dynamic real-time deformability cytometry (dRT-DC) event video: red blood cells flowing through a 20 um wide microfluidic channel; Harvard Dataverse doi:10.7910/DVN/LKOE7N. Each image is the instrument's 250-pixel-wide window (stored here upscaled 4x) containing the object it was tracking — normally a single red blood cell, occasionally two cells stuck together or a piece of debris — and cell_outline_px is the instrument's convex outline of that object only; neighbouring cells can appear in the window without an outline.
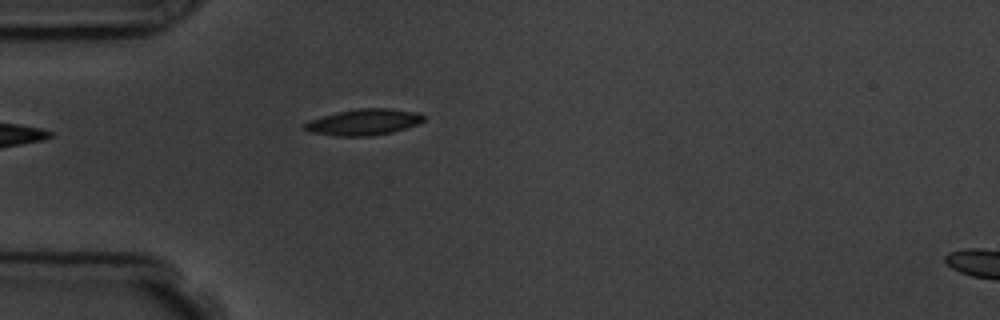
{"species": "common noctule bat (a hibernating species)", "species_latin": "Nyctalus noctula", "temperature_condition": "room temperature", "stored_images_in_passage": 2, "segment_of_instrument_passage": [1, 2], "camera_frame_rate_fps": 3000, "um_per_image_px": 0.085, "animal": {"sex": "male", "body_mass_g": 19.5, "forearm_length_mm": 54.6}, "frame": {"image": 1, "passage_image": 1, "time_ms": 0.0, "image_size_px": [1000, 320], "cell_outline_px": [[424, 120], [416, 124], [392, 132], [372, 136], [336, 136], [308, 132], [300, 128], [300, 124], [308, 120], [336, 112], [356, 108], [388, 108], [420, 112], [424, 116]], "centroid_in_image_um": [30.83, 10.37], "position_along_channel_um": 54.2, "area_um2": 18.5}}